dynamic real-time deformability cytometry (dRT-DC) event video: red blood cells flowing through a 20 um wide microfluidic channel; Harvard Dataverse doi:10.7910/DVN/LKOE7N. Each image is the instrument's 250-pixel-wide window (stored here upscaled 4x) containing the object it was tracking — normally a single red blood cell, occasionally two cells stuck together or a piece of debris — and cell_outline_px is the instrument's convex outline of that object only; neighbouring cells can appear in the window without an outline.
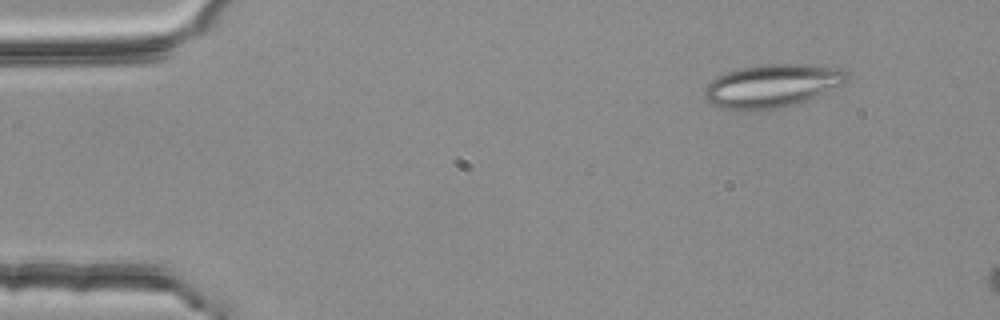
{"species": "common noctule bat (a hibernating species)", "species_latin": "Nyctalus noctula", "temperature_condition": "room temperature", "stored_images_in_passage": 17, "camera_frame_rate_fps": 3000, "um_per_image_px": 0.085, "animal": {"sex": "female", "body_mass_g": 25.1}, "frame": {"image": 1, "passage_image": 6, "time_ms": 1.667, "image_size_px": [1000, 320], "cell_outline_px": [[848, 80], [840, 84], [796, 104], [780, 108], [724, 108], [708, 104], [704, 100], [704, 88], [712, 80], [728, 72], [740, 68], [764, 64], [800, 64], [840, 68], [848, 72]], "centroid_in_image_um": [65.59, 7.27], "position_along_channel_um": 19.4, "area_um2": 34.85}}